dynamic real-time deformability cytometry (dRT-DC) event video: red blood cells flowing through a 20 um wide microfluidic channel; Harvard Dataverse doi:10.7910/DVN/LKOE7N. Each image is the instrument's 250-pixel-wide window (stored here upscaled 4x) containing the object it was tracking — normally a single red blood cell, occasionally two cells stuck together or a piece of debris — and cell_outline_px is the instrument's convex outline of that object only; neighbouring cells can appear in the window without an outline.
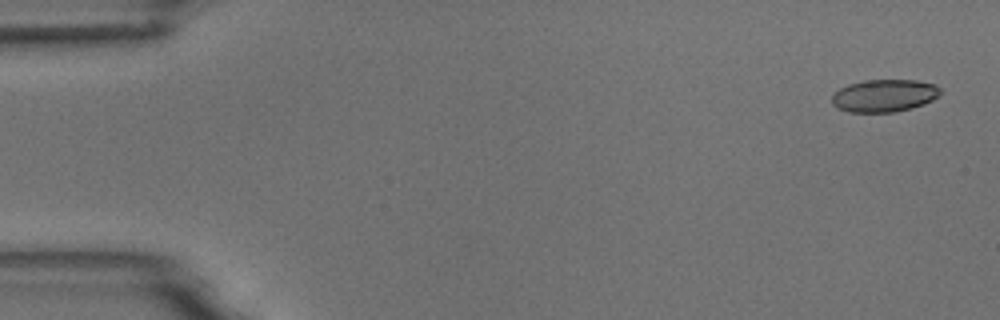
{"species": "common noctule bat (a hibernating species)", "species_latin": "Nyctalus noctula", "temperature_condition": "room temperature", "stored_images_in_passage": 5, "camera_frame_rate_fps": 3000, "um_per_image_px": 0.085, "animal": {"sex": "male", "body_mass_g": 18.8}, "frame": {"image": 1, "passage_image": 1, "time_ms": 0.0, "image_size_px": [1000, 320], "cell_outline_px": [[940, 96], [924, 104], [912, 108], [896, 112], [848, 112], [836, 108], [832, 104], [832, 96], [840, 88], [848, 84], [864, 80], [916, 80], [936, 84], [940, 88]], "centroid_in_image_um": [75.17, 8.13], "position_along_channel_um": 9.8, "area_um2": 20.75}}
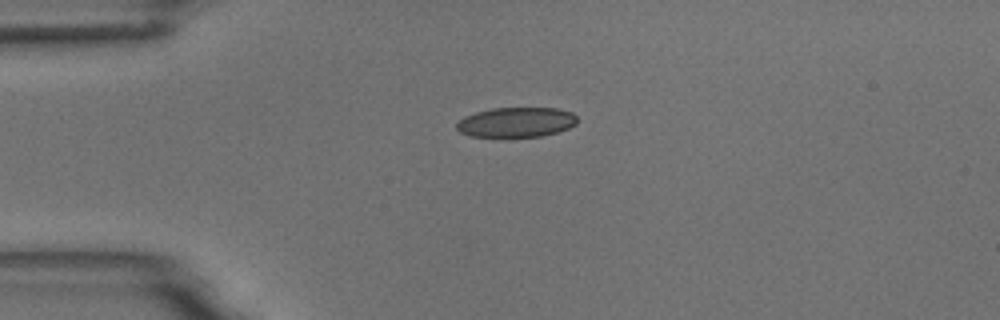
{"frame": {"image": 2, "passage_image": 4, "time_ms": 3.667, "image_size_px": [1000, 320], "cell_outline_px": [[576, 124], [568, 128], [556, 132], [540, 136], [472, 136], [460, 132], [456, 128], [456, 124], [464, 116], [476, 112], [492, 108], [556, 108], [572, 112], [576, 116]], "centroid_in_image_um": [43.88, 10.37], "position_along_channel_um": 41.1, "area_um2": 20.75}}